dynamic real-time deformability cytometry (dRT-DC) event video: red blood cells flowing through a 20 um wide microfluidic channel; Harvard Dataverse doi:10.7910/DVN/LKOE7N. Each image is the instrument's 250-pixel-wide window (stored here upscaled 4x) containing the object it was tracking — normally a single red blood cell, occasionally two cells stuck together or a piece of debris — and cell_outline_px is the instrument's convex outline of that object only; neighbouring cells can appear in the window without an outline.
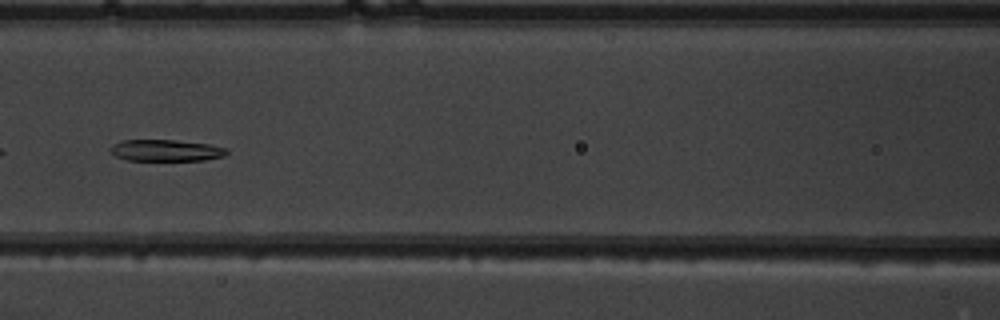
{"species": "common noctule bat (a hibernating species)", "species_latin": "Nyctalus noctula", "temperature_condition": "warm", "stored_images_in_passage": 52, "camera_frame_rate_fps": 3000, "um_per_image_px": 0.085, "animal": {"sex": "male", "body_mass_g": 19.5, "forearm_length_mm": 54.6}, "frame": {"image": 1, "passage_image": 24, "time_ms": 7.667, "image_size_px": [1000, 320], "cell_outline_px": [[228, 152], [224, 156], [204, 160], [128, 160], [116, 156], [108, 148], [112, 144], [120, 140], [176, 140], [208, 144], [228, 148]], "centroid_in_image_um": [14.1, 12.78], "position_along_channel_um": 152.5, "area_um2": 14.62}}
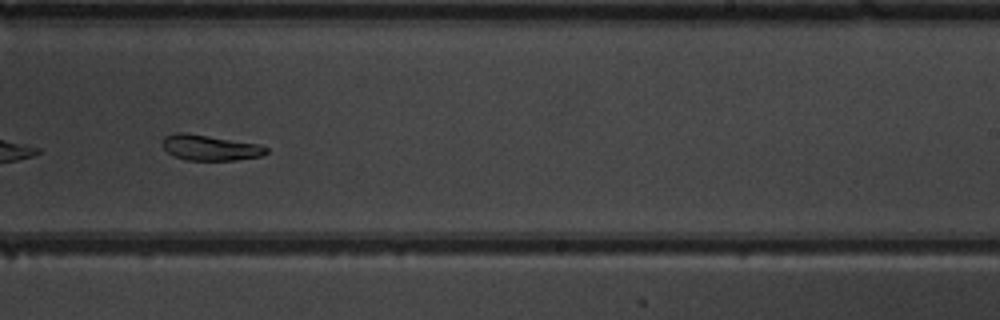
{"frame": {"image": 2, "passage_image": 33, "time_ms": 10.667, "image_size_px": [1000, 320], "cell_outline_px": [[268, 152], [260, 156], [236, 160], [184, 160], [172, 156], [164, 148], [164, 136], [172, 132], [184, 132], [260, 144], [268, 148]], "centroid_in_image_um": [17.84, 12.55], "position_along_channel_um": 271.2, "area_um2": 15.49}}
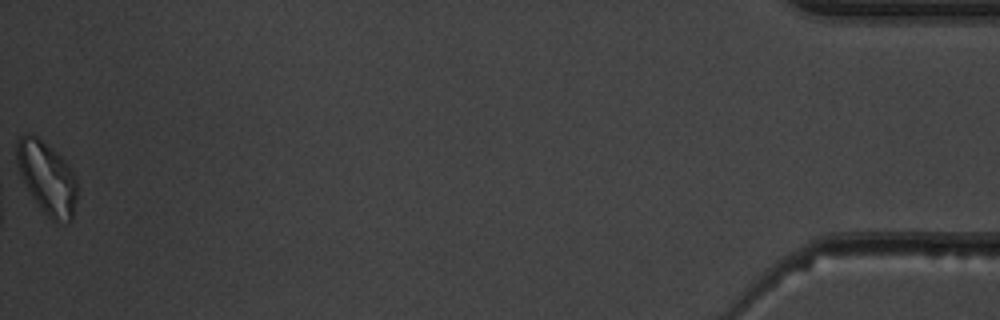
{"frame": {"image": 3, "passage_image": 52, "time_ms": 17.0, "image_size_px": [1000, 320], "cell_outline_px": [[76, 200], [72, 220], [68, 224], [56, 224], [40, 208], [32, 196], [16, 164], [16, 140], [20, 136], [28, 132], [36, 136], [52, 148], [68, 164], [76, 180]], "centroid_in_image_um": [3.99, 15.13], "position_along_channel_um": 431.2, "area_um2": 25.49}, "authors_computed_cell_mechanics": {"area_um2": 18.5827, "velocity_mm_per_s": 3.9717, "shape_relaxation_time_tau1_ms": 6.138, "shape_relaxation_time_tau2_ms": 2.1889, "deformation_change_tau1": 0.1763, "deformation_change_tau2": 0.0653}}